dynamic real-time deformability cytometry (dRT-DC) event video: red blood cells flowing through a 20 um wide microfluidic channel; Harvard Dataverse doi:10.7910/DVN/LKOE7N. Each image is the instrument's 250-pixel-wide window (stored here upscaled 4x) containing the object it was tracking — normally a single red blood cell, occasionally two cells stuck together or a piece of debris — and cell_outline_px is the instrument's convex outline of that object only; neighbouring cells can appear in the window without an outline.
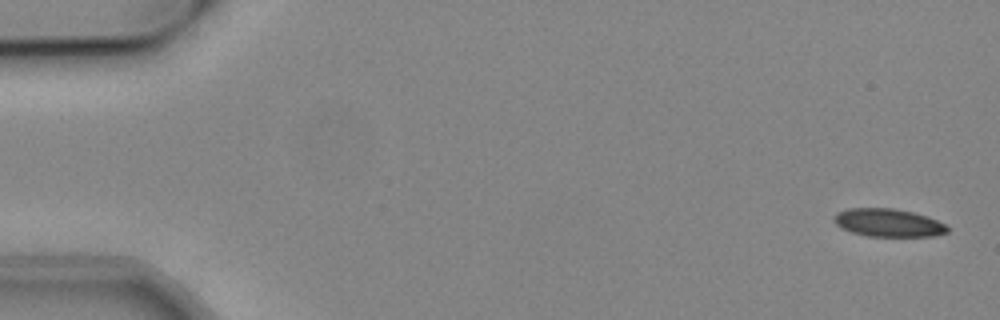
{"species": "common noctule bat (a hibernating species)", "species_latin": "Nyctalus noctula", "temperature_condition": "cold", "stored_images_in_passage": 53, "camera_frame_rate_fps": 3000, "um_per_image_px": 0.085, "animal": {"sex": "male", "body_mass_g": 19.2, "forearm_length_mm": 51.8}, "frame": {"image": 1, "passage_image": 1, "time_ms": 0.0, "image_size_px": [1000, 320], "cell_outline_px": [[948, 232], [932, 236], [868, 236], [852, 232], [840, 228], [832, 220], [832, 216], [836, 212], [848, 208], [892, 208], [912, 212], [936, 220], [944, 224], [948, 228]], "centroid_in_image_um": [75.42, 18.93], "position_along_channel_um": 9.6, "area_um2": 18.44}}
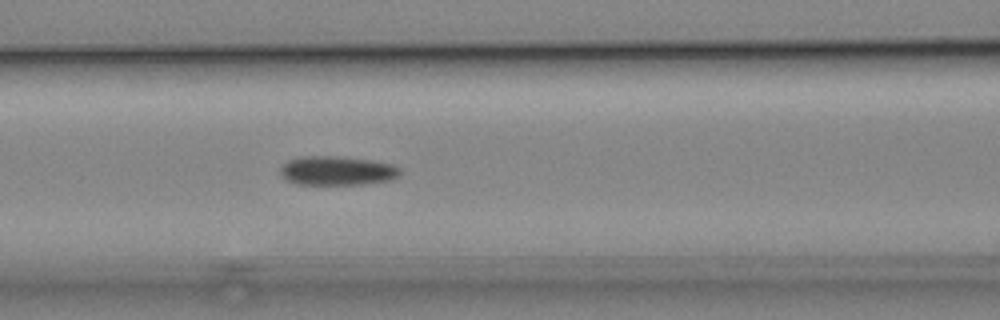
{"frame": {"image": 2, "passage_image": 22, "time_ms": 7.0, "image_size_px": [1000, 320], "cell_outline_px": [[400, 172], [392, 180], [364, 184], [296, 184], [288, 180], [280, 172], [280, 168], [288, 160], [300, 156], [332, 156], [372, 160], [392, 164], [400, 168]], "centroid_in_image_um": [28.66, 14.51], "position_along_channel_um": 137.9, "area_um2": 20.17}}
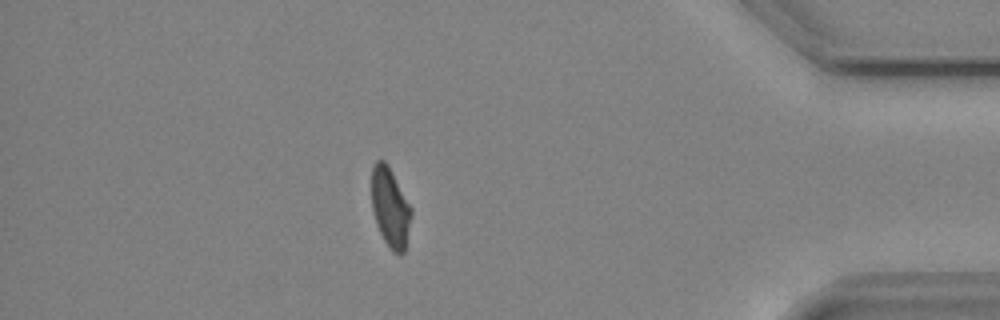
{"frame": {"image": 3, "passage_image": 46, "time_ms": 15.0, "image_size_px": [1000, 320], "cell_outline_px": [[412, 212], [404, 252], [400, 256], [392, 252], [384, 240], [376, 224], [372, 212], [372, 168], [376, 160], [384, 160], [388, 164], [412, 208]], "centroid_in_image_um": [33.17, 17.64], "position_along_channel_um": 402.0, "area_um2": 18.44}, "authors_computed_cell_mechanics": {"area_um2": 19.5942, "velocity_mm_per_s": 3.8262, "shape_relaxation_time_tau1_ms": 11.308, "shape_relaxation_time_tau2_ms": null, "deformation_change_tau1": 0.169, "deformation_change_tau2": null}}